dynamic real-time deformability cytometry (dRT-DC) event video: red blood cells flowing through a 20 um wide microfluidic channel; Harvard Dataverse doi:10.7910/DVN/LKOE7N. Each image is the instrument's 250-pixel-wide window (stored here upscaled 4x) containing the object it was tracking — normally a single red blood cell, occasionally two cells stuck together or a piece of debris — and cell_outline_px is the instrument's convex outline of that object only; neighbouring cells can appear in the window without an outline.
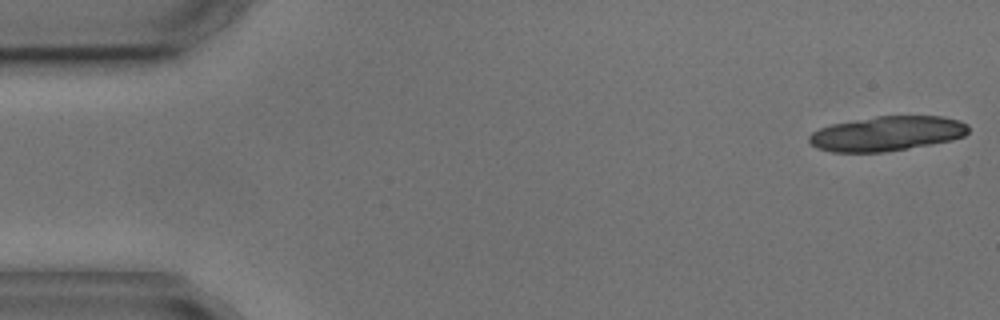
{"species": "common noctule bat (a hibernating species)", "species_latin": "Nyctalus noctula", "temperature_condition": "cold", "stored_images_in_passage": 6, "camera_frame_rate_fps": 3000, "um_per_image_px": 0.085, "animal": {"sex": "male", "body_mass_g": 17.9, "forearm_length_mm": 54.2}, "frame": {"image": 1, "passage_image": 1, "time_ms": 0.0, "image_size_px": [1000, 320], "cell_outline_px": [[968, 132], [964, 136], [952, 140], [908, 148], [884, 152], [832, 152], [816, 148], [808, 140], [808, 136], [812, 132], [820, 128], [832, 124], [876, 116], [944, 116], [960, 120], [968, 124]], "centroid_in_image_um": [75.4, 11.35], "position_along_channel_um": 9.6, "area_um2": 32.25}}